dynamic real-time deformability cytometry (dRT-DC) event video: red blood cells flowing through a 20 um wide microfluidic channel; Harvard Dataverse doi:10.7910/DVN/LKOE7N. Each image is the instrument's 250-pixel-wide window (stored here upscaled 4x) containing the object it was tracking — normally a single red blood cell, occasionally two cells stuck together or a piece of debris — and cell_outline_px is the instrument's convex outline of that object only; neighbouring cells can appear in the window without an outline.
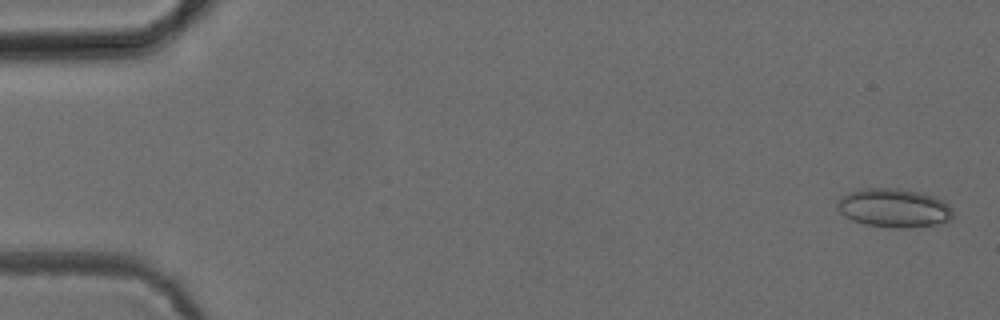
{"species": "common noctule bat (a hibernating species)", "species_latin": "Nyctalus noctula", "temperature_condition": "cold", "stored_images_in_passage": 5, "camera_frame_rate_fps": 3000, "um_per_image_px": 0.085, "animal": {"sex": "female", "body_mass_g": 24.6, "forearm_length_mm": 56.2}, "frame": {"image": 1, "passage_image": 1, "time_ms": 0.0, "image_size_px": [1000, 320], "cell_outline_px": [[952, 216], [948, 220], [932, 224], [904, 228], [892, 228], [864, 224], [852, 220], [844, 216], [836, 208], [836, 200], [848, 192], [864, 188], [896, 188], [920, 192], [944, 200], [952, 208]], "centroid_in_image_um": [75.92, 17.66], "position_along_channel_um": 9.1, "area_um2": 26.13}}